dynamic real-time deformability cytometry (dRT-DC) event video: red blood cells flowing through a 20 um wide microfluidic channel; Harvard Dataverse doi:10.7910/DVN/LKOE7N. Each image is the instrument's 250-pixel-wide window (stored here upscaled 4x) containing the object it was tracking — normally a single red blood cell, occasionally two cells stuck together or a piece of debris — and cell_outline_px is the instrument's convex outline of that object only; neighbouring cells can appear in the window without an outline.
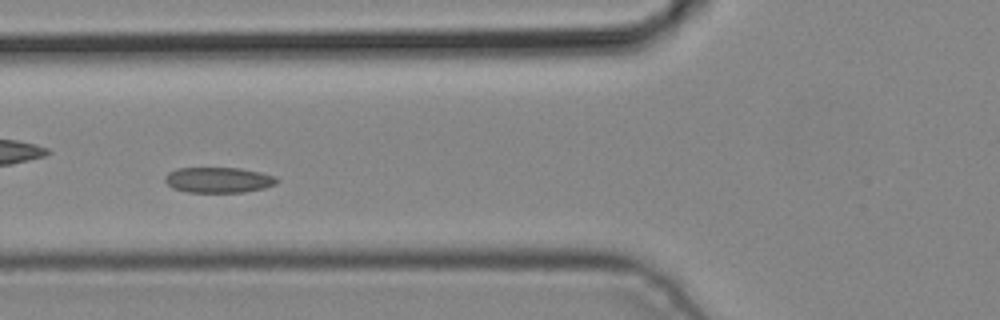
{"species": "common noctule bat (a hibernating species)", "species_latin": "Nyctalus noctula", "temperature_condition": "cold", "stored_images_in_passage": 5, "camera_frame_rate_fps": 3000, "um_per_image_px": 0.085, "animal": {"sex": "male", "body_mass_g": 19.2, "forearm_length_mm": 51.8}, "frame": {"image": 1, "passage_image": 5, "time_ms": 1.333, "image_size_px": [1000, 320], "cell_outline_px": [[276, 184], [264, 188], [244, 192], [188, 192], [172, 188], [164, 180], [164, 176], [168, 172], [176, 168], [240, 168], [260, 172], [276, 176]], "centroid_in_image_um": [18.54, 15.29], "position_along_channel_um": 107.3, "area_um2": 16.65}}